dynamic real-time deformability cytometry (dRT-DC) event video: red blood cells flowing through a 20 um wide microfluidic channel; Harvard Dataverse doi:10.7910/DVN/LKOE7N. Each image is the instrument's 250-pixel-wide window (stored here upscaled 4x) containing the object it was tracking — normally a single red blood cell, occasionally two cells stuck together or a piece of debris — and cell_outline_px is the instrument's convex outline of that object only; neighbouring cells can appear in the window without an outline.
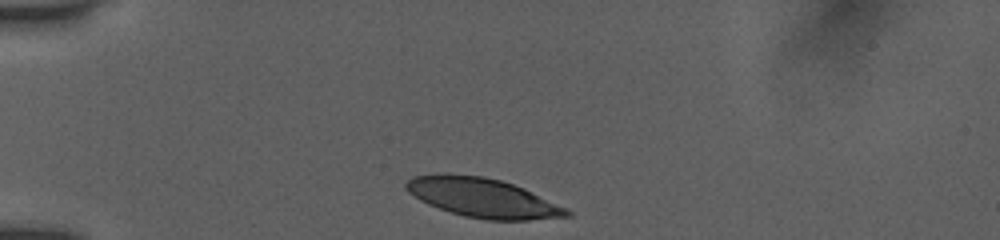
{"species": "human", "species_latin": "Homo sapiens", "temperature_condition": "room temperature", "stored_images_in_passage": 33, "camera_frame_rate_fps": 3000, "um_per_image_px": 0.085, "donor": {"sex": "female"}, "frame": {"image": 1, "passage_image": 1, "time_ms": 0.0, "image_size_px": [1000, 240], "cell_outline_px": [[572, 216], [528, 220], [488, 220], [464, 216], [428, 204], [420, 200], [408, 192], [404, 188], [404, 184], [412, 176], [444, 172], [484, 176], [500, 180], [524, 188], [568, 208], [572, 212]], "centroid_in_image_um": [41.02, 16.79], "position_along_channel_um": 44.0, "area_um2": 37.05}}
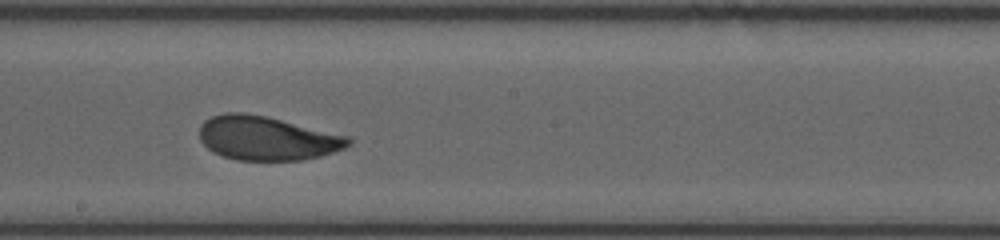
{"frame": {"image": 2, "passage_image": 18, "time_ms": 5.667, "image_size_px": [1000, 240], "cell_outline_px": [[352, 144], [344, 148], [320, 156], [300, 160], [236, 160], [212, 152], [200, 140], [200, 124], [204, 120], [212, 116], [224, 112], [244, 112], [264, 116], [352, 136]], "centroid_in_image_um": [22.7, 11.74], "position_along_channel_um": 225.5, "area_um2": 38.32}}
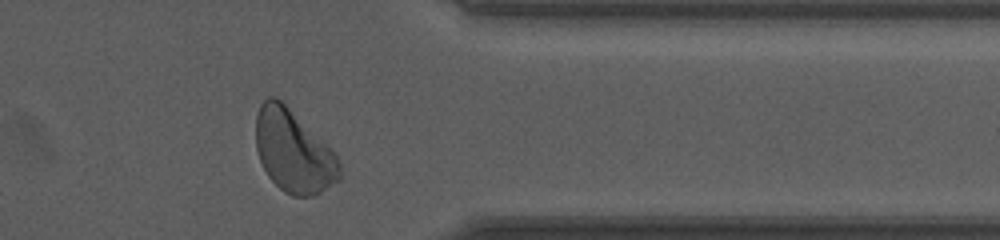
{"frame": {"image": 3, "passage_image": 31, "time_ms": 10.0, "image_size_px": [1000, 240], "cell_outline_px": [[340, 180], [320, 192], [312, 196], [292, 196], [284, 192], [268, 176], [260, 160], [256, 148], [256, 112], [260, 104], [268, 96], [276, 96], [336, 152], [340, 164]], "centroid_in_image_um": [24.95, 12.86], "position_along_channel_um": 386.5, "area_um2": 40.29}, "authors_computed_cell_mechanics": {"area_um2": 38.2058, "velocity_mm_per_s": 3.8912, "shape_relaxation_time_tau1_ms": 3.2195, "shape_relaxation_time_tau2_ms": 1.1056, "deformation_change_tau1": 0.1345, "deformation_change_tau2": 0.0708}}